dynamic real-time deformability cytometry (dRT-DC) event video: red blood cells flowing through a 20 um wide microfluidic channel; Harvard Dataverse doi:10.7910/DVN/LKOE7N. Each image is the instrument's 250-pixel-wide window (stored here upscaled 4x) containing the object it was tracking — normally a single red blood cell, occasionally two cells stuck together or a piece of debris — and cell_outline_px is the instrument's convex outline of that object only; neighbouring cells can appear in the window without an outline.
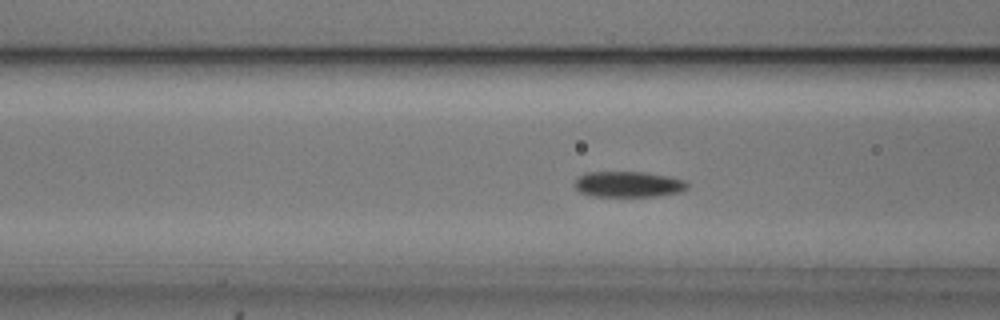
{"species": "common noctule bat (a hibernating species)", "species_latin": "Nyctalus noctula", "temperature_condition": "cold", "stored_images_in_passage": 55, "camera_frame_rate_fps": 3000, "um_per_image_px": 0.085, "animal": {"sex": "male", "body_mass_g": 20.5, "forearm_length_mm": 52.5}, "frame": {"image": 1, "passage_image": 21, "time_ms": 6.667, "image_size_px": [1000, 320], "cell_outline_px": [[688, 188], [680, 192], [656, 196], [592, 196], [580, 192], [576, 188], [576, 176], [584, 172], [644, 172], [668, 176], [684, 180], [688, 184]], "centroid_in_image_um": [53.4, 15.65], "position_along_channel_um": 113.2, "area_um2": 16.94}}
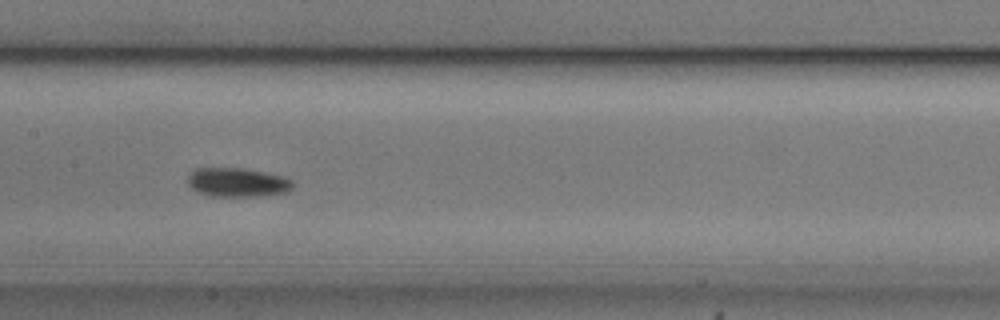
{"frame": {"image": 2, "passage_image": 27, "time_ms": 8.667, "image_size_px": [1000, 320], "cell_outline_px": [[292, 188], [288, 192], [260, 196], [212, 196], [196, 192], [188, 184], [188, 176], [196, 168], [244, 168], [284, 176], [292, 180]], "centroid_in_image_um": [20.19, 15.5], "position_along_channel_um": 187.2, "area_um2": 17.8}}
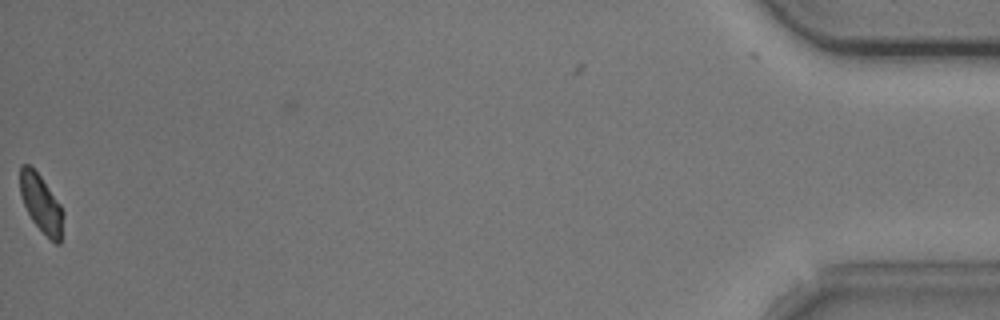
{"frame": {"image": 3, "passage_image": 55, "time_ms": 18.0, "image_size_px": [1000, 320], "cell_outline_px": [[64, 216], [60, 244], [56, 244], [32, 220], [20, 196], [20, 164], [28, 164], [40, 176], [60, 204], [64, 212]], "centroid_in_image_um": [3.5, 17.3], "position_along_channel_um": 431.7, "area_um2": 14.28}, "authors_computed_cell_mechanics": {"area_um2": 16.2996, "velocity_mm_per_s": 3.6888, "shape_relaxation_time_tau1_ms": 2.2508, "shape_relaxation_time_tau2_ms": null, "deformation_change_tau1": 0.0841, "deformation_change_tau2": null}}